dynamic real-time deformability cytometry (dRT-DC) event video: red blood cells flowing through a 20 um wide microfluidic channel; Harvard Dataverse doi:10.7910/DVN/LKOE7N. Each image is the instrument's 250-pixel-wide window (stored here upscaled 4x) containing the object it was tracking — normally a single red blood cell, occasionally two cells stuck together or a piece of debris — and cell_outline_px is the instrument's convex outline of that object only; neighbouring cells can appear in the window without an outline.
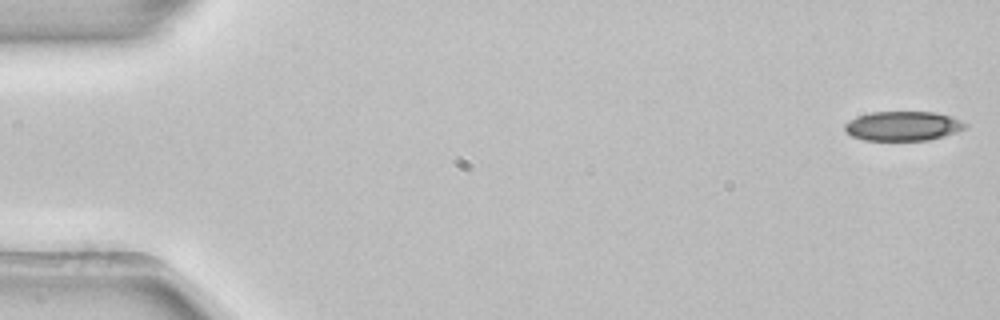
{"species": "common noctule bat (a hibernating species)", "species_latin": "Nyctalus noctula", "temperature_condition": "room temperature", "stored_images_in_passage": 4, "camera_frame_rate_fps": 3000, "um_per_image_px": 0.085, "animal": {"sex": "female", "body_mass_g": 22.7, "forearm_length_mm": 54.2}, "frame": {"image": 1, "passage_image": 1, "time_ms": 0.0, "image_size_px": [1000, 320], "cell_outline_px": [[968, 128], [944, 136], [928, 140], [864, 140], [852, 136], [844, 132], [844, 124], [848, 120], [856, 116], [872, 112], [936, 112], [952, 116], [968, 124]], "centroid_in_image_um": [76.75, 10.71], "position_along_channel_um": 8.3, "area_um2": 20.92}}
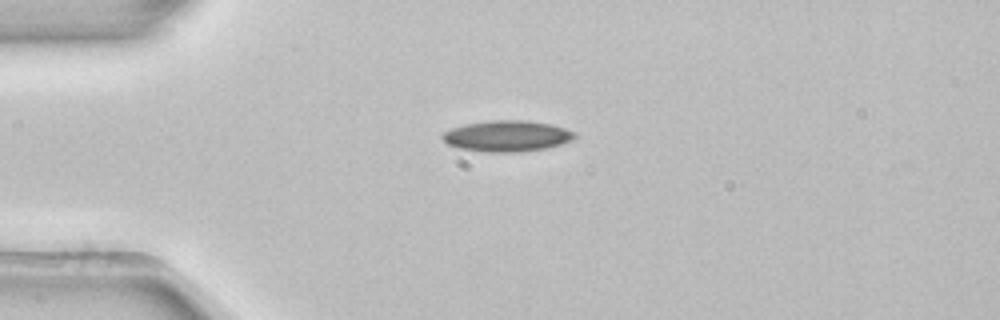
{"frame": {"image": 2, "passage_image": 4, "time_ms": 1.0, "image_size_px": [1000, 320], "cell_outline_px": [[576, 136], [572, 140], [560, 144], [544, 148], [516, 152], [484, 152], [460, 148], [448, 144], [440, 136], [444, 132], [452, 128], [464, 124], [492, 120], [528, 120], [552, 124], [576, 132]], "centroid_in_image_um": [43.1, 11.55], "position_along_channel_um": 41.9, "area_um2": 23.87}}